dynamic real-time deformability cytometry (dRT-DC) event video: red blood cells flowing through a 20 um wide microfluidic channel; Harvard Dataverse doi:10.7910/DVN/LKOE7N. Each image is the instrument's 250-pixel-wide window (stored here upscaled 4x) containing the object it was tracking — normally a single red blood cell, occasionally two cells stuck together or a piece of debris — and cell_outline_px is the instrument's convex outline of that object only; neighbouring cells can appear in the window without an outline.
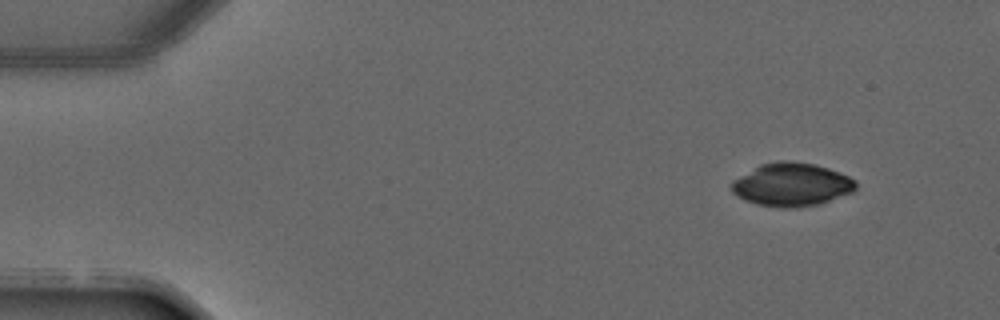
{"species": "common noctule bat (a hibernating species)", "species_latin": "Nyctalus noctula", "temperature_condition": "warm", "stored_images_in_passage": 5, "camera_frame_rate_fps": 3000, "um_per_image_px": 0.085, "animal": {"sex": "male", "forearm_length_mm": 52.5}, "frame": {"image": 1, "passage_image": 1, "time_ms": 0.0, "image_size_px": [1000, 320], "cell_outline_px": [[856, 188], [852, 192], [820, 204], [796, 208], [784, 208], [756, 204], [744, 200], [736, 196], [732, 192], [732, 180], [760, 164], [780, 160], [788, 160], [816, 164], [828, 168], [848, 176], [856, 180]], "centroid_in_image_um": [67.28, 15.69], "position_along_channel_um": 17.7, "area_um2": 31.5}}